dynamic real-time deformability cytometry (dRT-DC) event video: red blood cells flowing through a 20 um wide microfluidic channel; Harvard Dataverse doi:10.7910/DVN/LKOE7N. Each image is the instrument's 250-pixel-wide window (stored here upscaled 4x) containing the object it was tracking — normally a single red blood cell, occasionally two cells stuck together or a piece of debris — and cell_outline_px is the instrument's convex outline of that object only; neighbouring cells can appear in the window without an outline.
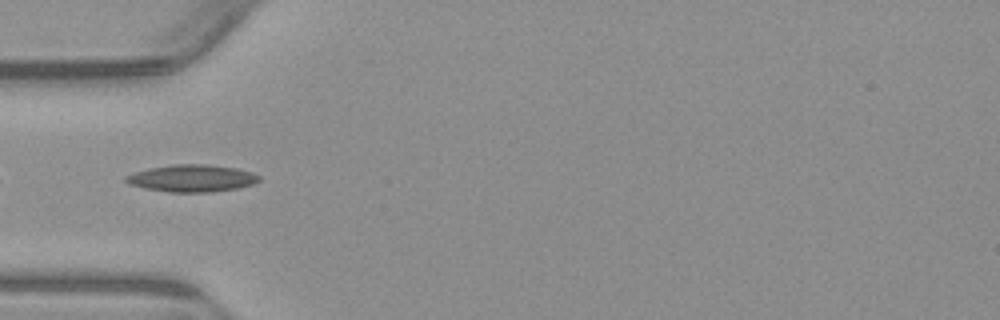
{"species": "common noctule bat (a hibernating species)", "species_latin": "Nyctalus noctula", "temperature_condition": "warm", "stored_images_in_passage": 38, "camera_frame_rate_fps": 3000, "um_per_image_px": 0.085, "animal": {"sex": "male", "body_mass_g": 23.1, "forearm_length_mm": 52.7}, "frame": {"image": 1, "passage_image": 2, "time_ms": 0.333, "image_size_px": [1000, 320], "cell_outline_px": [[260, 180], [252, 184], [236, 188], [208, 192], [168, 192], [148, 188], [132, 184], [124, 180], [124, 176], [148, 168], [172, 164], [208, 164], [236, 168], [252, 172], [260, 176]], "centroid_in_image_um": [16.33, 15.14], "position_along_channel_um": 68.7, "area_um2": 20.87}}
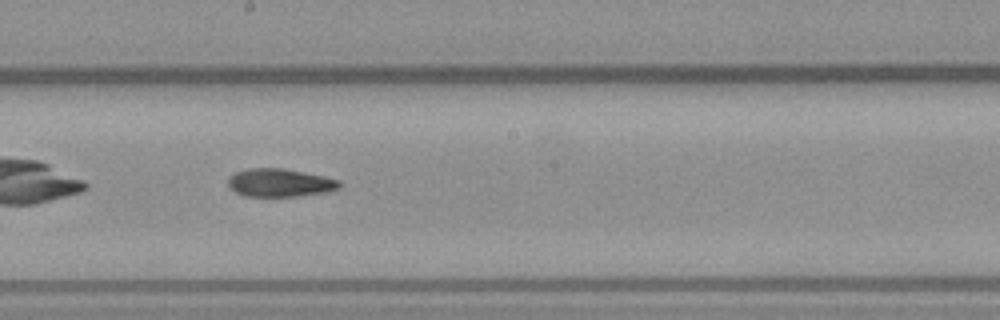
{"frame": {"image": 2, "passage_image": 14, "time_ms": 4.333, "image_size_px": [1000, 320], "cell_outline_px": [[340, 188], [324, 192], [296, 196], [244, 196], [236, 192], [228, 184], [228, 176], [236, 172], [248, 168], [284, 168], [324, 176], [340, 180]], "centroid_in_image_um": [23.78, 15.52], "position_along_channel_um": 224.4, "area_um2": 18.15}}
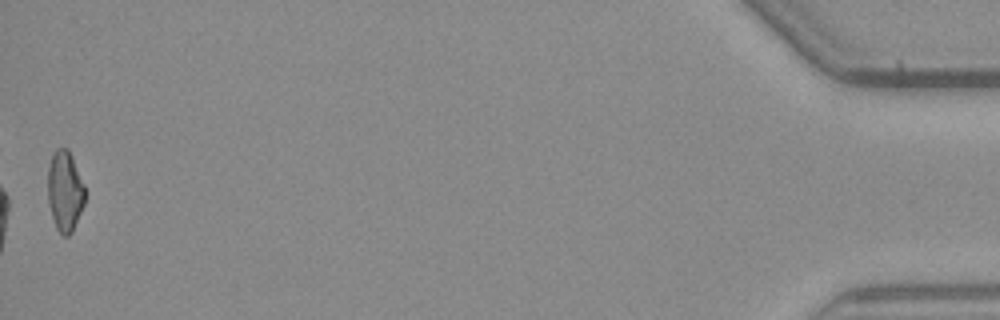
{"frame": {"image": 3, "passage_image": 38, "time_ms": 12.333, "image_size_px": [1000, 320], "cell_outline_px": [[84, 204], [72, 232], [68, 236], [64, 236], [56, 228], [52, 216], [48, 200], [48, 168], [52, 152], [56, 148], [68, 148], [72, 156], [84, 184]], "centroid_in_image_um": [5.51, 16.21], "position_along_channel_um": 429.7, "area_um2": 17.4}, "authors_computed_cell_mechanics": {"area_um2": 18.1492, "velocity_mm_per_s": 3.8604, "shape_relaxation_time_tau1_ms": 8.7919, "shape_relaxation_time_tau2_ms": 2.1818, "deformation_change_tau1": 0.2292, "deformation_change_tau2": 0.0956}}